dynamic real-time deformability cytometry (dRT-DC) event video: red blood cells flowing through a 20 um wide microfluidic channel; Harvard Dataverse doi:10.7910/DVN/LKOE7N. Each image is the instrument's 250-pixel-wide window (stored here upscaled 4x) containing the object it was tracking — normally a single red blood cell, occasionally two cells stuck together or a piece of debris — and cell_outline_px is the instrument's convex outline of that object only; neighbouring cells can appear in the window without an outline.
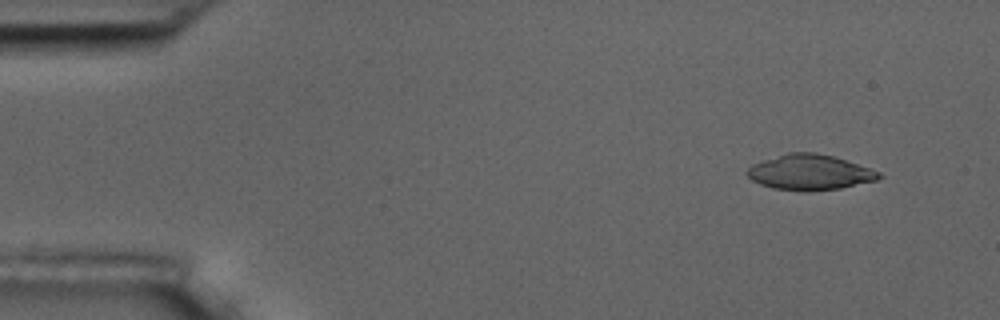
{"species": "common noctule bat (a hibernating species)", "species_latin": "Nyctalus noctula", "temperature_condition": "room temperature", "stored_images_in_passage": 5, "camera_frame_rate_fps": 3000, "um_per_image_px": 0.085, "animal": {"sex": "male", "body_mass_g": 17.5, "forearm_length_mm": 52.3}, "frame": {"image": 1, "passage_image": 2, "time_ms": 1.333, "image_size_px": [1000, 320], "cell_outline_px": [[884, 176], [876, 180], [840, 188], [804, 192], [772, 188], [760, 184], [752, 180], [744, 172], [752, 164], [788, 152], [816, 152], [836, 156], [880, 172]], "centroid_in_image_um": [68.82, 14.64], "position_along_channel_um": 16.2, "area_um2": 27.34}}
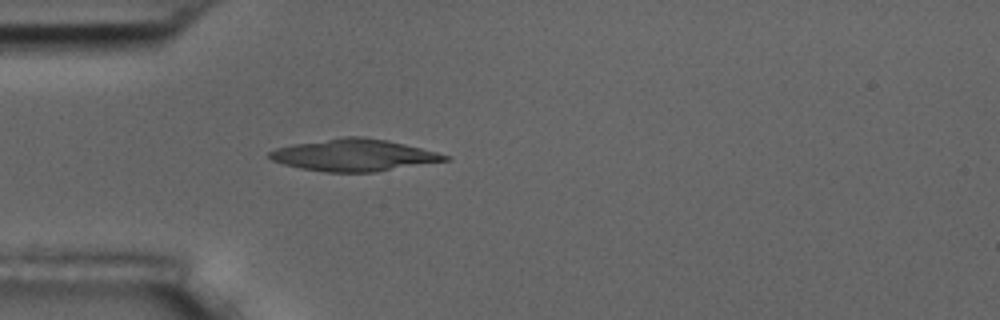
{"frame": {"image": 2, "passage_image": 5, "time_ms": 5.0, "image_size_px": [1000, 320], "cell_outline_px": [[452, 160], [376, 172], [328, 172], [300, 168], [284, 164], [272, 160], [268, 156], [268, 152], [276, 148], [292, 144], [340, 136], [364, 136], [388, 140], [452, 156]], "centroid_in_image_um": [30.11, 13.18], "position_along_channel_um": 54.9, "area_um2": 32.95}}